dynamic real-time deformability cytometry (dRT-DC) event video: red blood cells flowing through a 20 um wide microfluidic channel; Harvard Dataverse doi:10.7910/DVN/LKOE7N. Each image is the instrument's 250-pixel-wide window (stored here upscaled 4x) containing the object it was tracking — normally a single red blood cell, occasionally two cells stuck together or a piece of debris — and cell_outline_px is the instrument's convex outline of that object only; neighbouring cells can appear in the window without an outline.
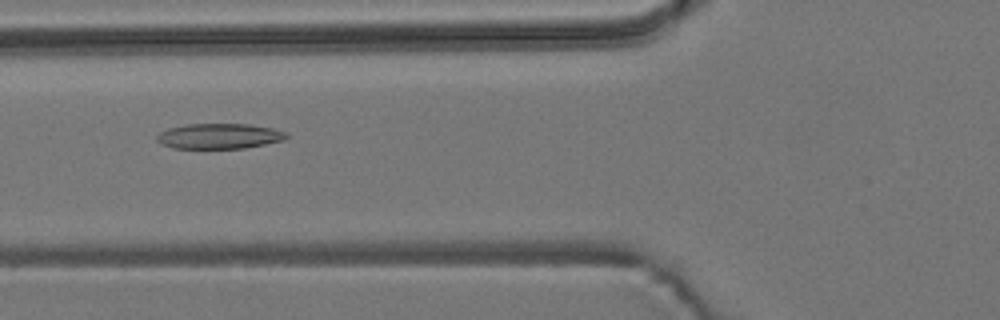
{"species": "common noctule bat (a hibernating species)", "species_latin": "Nyctalus noctula", "temperature_condition": "room temperature", "stored_images_in_passage": 56, "camera_frame_rate_fps": 3000, "um_per_image_px": 0.085, "animal": {"sex": "male", "body_mass_g": 19.2, "forearm_length_mm": 51.8}, "frame": {"image": 1, "passage_image": 21, "time_ms": 6.667, "image_size_px": [1000, 320], "cell_outline_px": [[288, 136], [284, 140], [244, 148], [172, 148], [160, 144], [156, 140], [156, 136], [160, 132], [168, 128], [184, 124], [248, 124], [272, 128], [288, 132]], "centroid_in_image_um": [18.61, 11.57], "position_along_channel_um": 107.2, "area_um2": 19.19}}
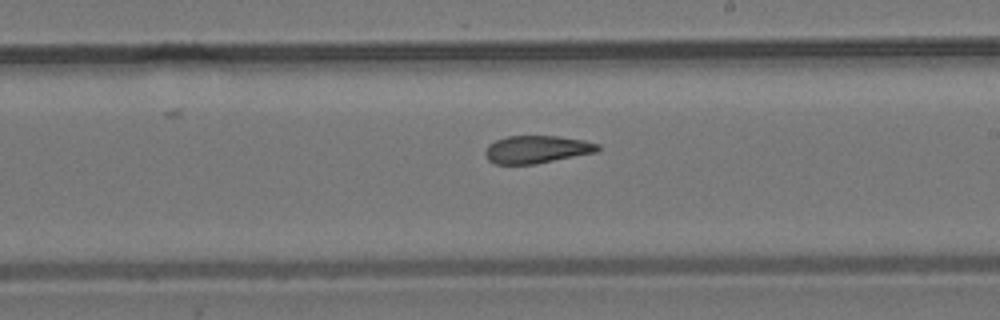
{"frame": {"image": 2, "passage_image": 32, "time_ms": 10.333, "image_size_px": [1000, 320], "cell_outline_px": [[600, 148], [596, 152], [536, 164], [496, 164], [488, 160], [484, 152], [488, 144], [496, 140], [508, 136], [556, 136], [584, 140], [600, 144]], "centroid_in_image_um": [45.62, 12.7], "position_along_channel_um": 243.4, "area_um2": 18.15}}
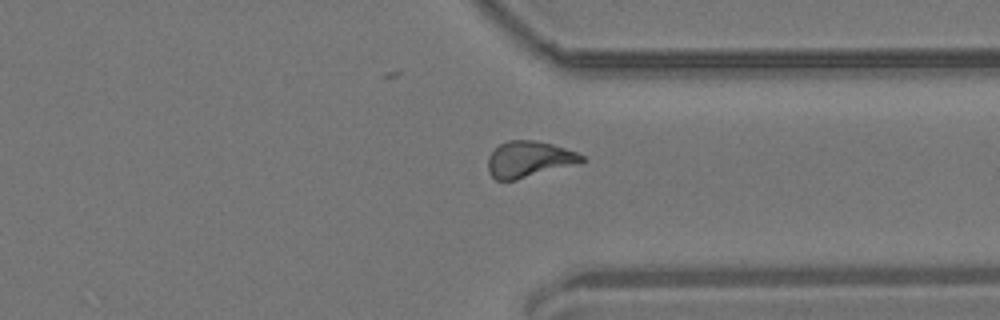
{"frame": {"image": 3, "passage_image": 42, "time_ms": 13.667, "image_size_px": [1000, 320], "cell_outline_px": [[584, 160], [572, 164], [516, 180], [496, 180], [488, 172], [488, 156], [500, 144], [508, 140], [536, 140], [552, 144], [576, 152], [584, 156]], "centroid_in_image_um": [44.9, 13.52], "position_along_channel_um": 366.5, "area_um2": 19.31}, "authors_computed_cell_mechanics": {"area_um2": 19.5364, "velocity_mm_per_s": 3.709, "shape_relaxation_time_tau1_ms": null, "shape_relaxation_time_tau2_ms": 3.8142, "deformation_change_tau1": null, "deformation_change_tau2": 0.1129}}